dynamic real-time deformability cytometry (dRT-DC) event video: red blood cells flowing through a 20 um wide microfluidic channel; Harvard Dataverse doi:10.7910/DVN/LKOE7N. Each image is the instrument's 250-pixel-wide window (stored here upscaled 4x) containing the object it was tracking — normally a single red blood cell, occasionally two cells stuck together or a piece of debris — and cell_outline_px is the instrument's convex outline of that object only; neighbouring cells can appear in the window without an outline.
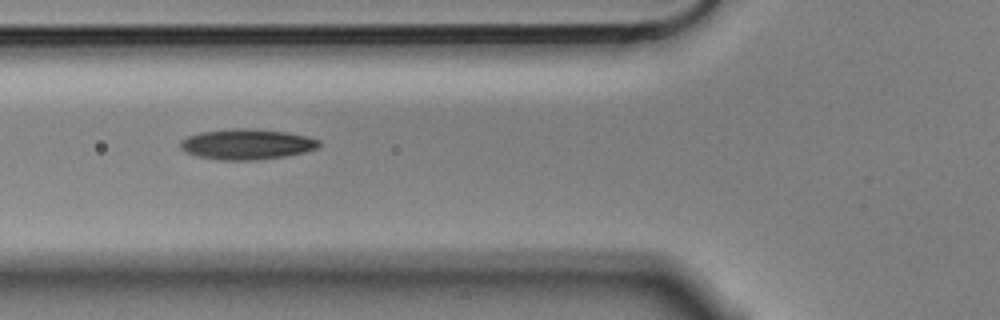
{"species": "Egyptian fruit bat (a non-hibernating species)", "species_latin": "Rousettus aegyptiacus", "temperature_condition": "cold", "stored_images_in_passage": 7, "camera_frame_rate_fps": 3000, "um_per_image_px": 0.085, "animal": {"sex": "male"}, "frame": {"image": 1, "passage_image": 6, "time_ms": 1.667, "image_size_px": [1000, 320], "cell_outline_px": [[320, 144], [316, 148], [304, 152], [284, 156], [256, 160], [220, 160], [196, 156], [184, 152], [180, 148], [180, 140], [188, 136], [200, 132], [236, 128], [256, 128], [288, 132], [308, 136], [320, 140]], "centroid_in_image_um": [20.96, 12.25], "position_along_channel_um": 104.8, "area_um2": 24.85}}
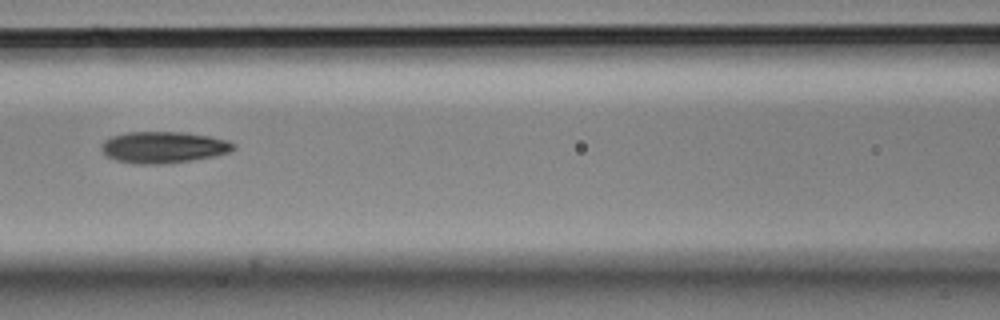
{"frame": {"image": 2, "passage_image": 7, "time_ms": 2.0, "image_size_px": [1000, 320], "cell_outline_px": [[236, 148], [228, 152], [216, 156], [192, 160], [164, 164], [132, 164], [116, 160], [108, 156], [100, 148], [100, 144], [104, 140], [112, 136], [128, 132], [184, 132], [208, 136], [228, 140], [236, 144]], "centroid_in_image_um": [13.9, 12.52], "position_along_channel_um": 152.7, "area_um2": 24.39}}